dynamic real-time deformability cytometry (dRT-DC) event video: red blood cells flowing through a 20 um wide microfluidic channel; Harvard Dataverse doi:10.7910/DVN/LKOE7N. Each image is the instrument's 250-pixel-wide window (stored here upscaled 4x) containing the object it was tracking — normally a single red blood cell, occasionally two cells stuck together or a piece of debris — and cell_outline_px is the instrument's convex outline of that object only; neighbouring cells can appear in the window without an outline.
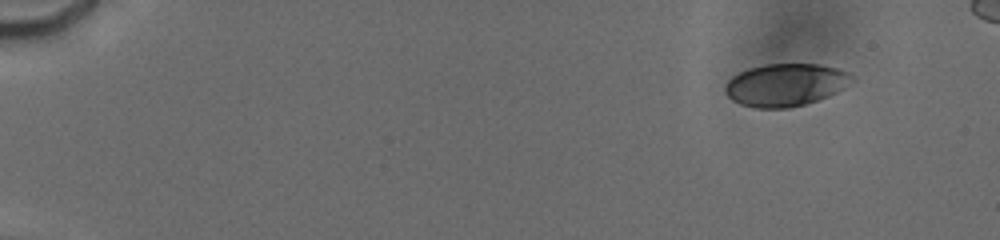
{"species": "human", "species_latin": "Homo sapiens", "temperature_condition": "cold", "stored_images_in_passage": 7, "camera_frame_rate_fps": 3000, "um_per_image_px": 0.085, "donor": {"sex": "male"}, "frame": {"image": 1, "passage_image": 3, "time_ms": 2.0, "image_size_px": [1000, 240], "cell_outline_px": [[852, 76], [844, 88], [836, 92], [816, 100], [804, 104], [788, 108], [756, 108], [740, 104], [732, 100], [728, 96], [724, 88], [728, 80], [732, 76], [748, 68], [768, 64], [820, 64], [836, 68], [848, 72]], "centroid_in_image_um": [66.72, 7.21], "position_along_channel_um": 18.3, "area_um2": 31.1}}